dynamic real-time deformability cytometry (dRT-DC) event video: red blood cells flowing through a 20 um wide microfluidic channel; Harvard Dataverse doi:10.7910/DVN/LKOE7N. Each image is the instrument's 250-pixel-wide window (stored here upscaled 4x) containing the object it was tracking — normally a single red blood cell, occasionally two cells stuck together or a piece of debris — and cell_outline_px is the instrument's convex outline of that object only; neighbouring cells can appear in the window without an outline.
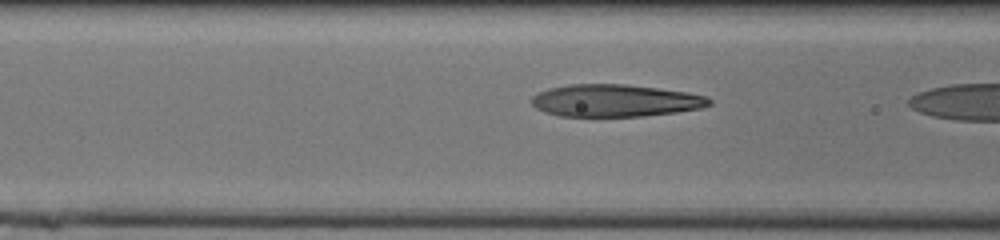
{"species": "human", "species_latin": "Homo sapiens", "temperature_condition": "cold", "stored_images_in_passage": 18, "camera_frame_rate_fps": 3000, "um_per_image_px": 0.085, "donor": {"sex": "male"}, "frame": {"image": 1, "passage_image": 17, "time_ms": 5.333, "image_size_px": [1000, 240], "cell_outline_px": [[712, 104], [700, 108], [676, 112], [644, 116], [560, 116], [544, 112], [536, 108], [528, 100], [536, 92], [548, 88], [568, 84], [624, 84], [688, 92], [708, 96], [712, 100]], "centroid_in_image_um": [52.25, 8.54], "position_along_channel_um": 114.3, "area_um2": 33.7}}